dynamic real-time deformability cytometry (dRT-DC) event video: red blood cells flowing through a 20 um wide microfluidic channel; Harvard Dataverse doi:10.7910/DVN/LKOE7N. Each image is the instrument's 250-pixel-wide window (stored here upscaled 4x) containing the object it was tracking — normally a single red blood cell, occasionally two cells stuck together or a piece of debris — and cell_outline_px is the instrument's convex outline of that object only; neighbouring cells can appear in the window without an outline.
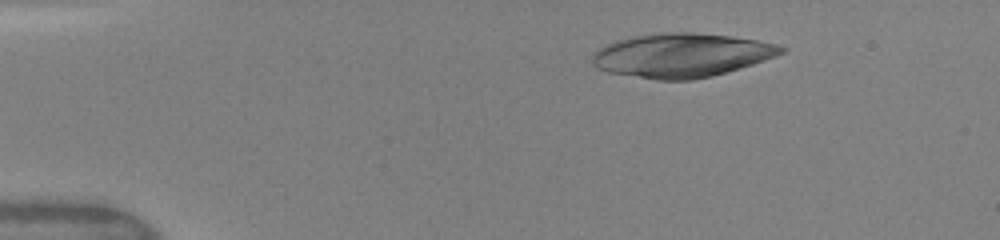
{"species": "human", "species_latin": "Homo sapiens", "temperature_condition": "warm", "stored_images_in_passage": 48, "camera_frame_rate_fps": 3000, "um_per_image_px": 0.085, "donor": {"sex": "female"}, "frame": {"image": 1, "passage_image": 8, "time_ms": 2.333, "image_size_px": [1000, 240], "cell_outline_px": [[788, 48], [784, 52], [776, 56], [752, 64], [712, 76], [692, 80], [656, 80], [608, 72], [596, 68], [592, 64], [592, 52], [596, 48], [604, 44], [616, 40], [636, 36], [660, 32], [696, 32], [732, 36], [756, 40], [776, 44]], "centroid_in_image_um": [57.88, 4.69], "position_along_channel_um": 27.1, "area_um2": 48.67}}
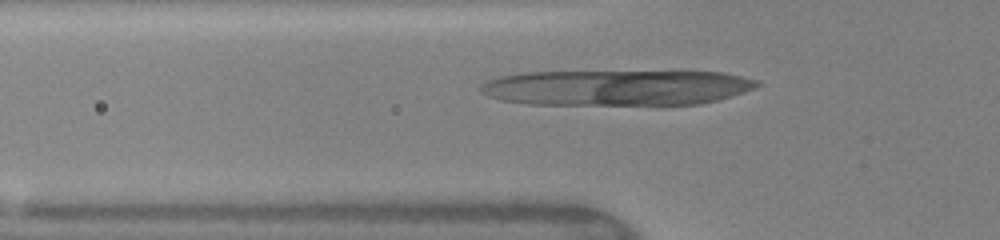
{"frame": {"image": 2, "passage_image": 17, "time_ms": 5.333, "image_size_px": [1000, 240], "cell_outline_px": [[760, 84], [756, 88], [732, 96], [700, 104], [528, 104], [500, 100], [488, 96], [480, 92], [480, 84], [488, 80], [500, 76], [524, 72], [724, 72], [760, 80]], "centroid_in_image_um": [52.42, 7.45], "position_along_channel_um": 73.4, "area_um2": 57.22}}